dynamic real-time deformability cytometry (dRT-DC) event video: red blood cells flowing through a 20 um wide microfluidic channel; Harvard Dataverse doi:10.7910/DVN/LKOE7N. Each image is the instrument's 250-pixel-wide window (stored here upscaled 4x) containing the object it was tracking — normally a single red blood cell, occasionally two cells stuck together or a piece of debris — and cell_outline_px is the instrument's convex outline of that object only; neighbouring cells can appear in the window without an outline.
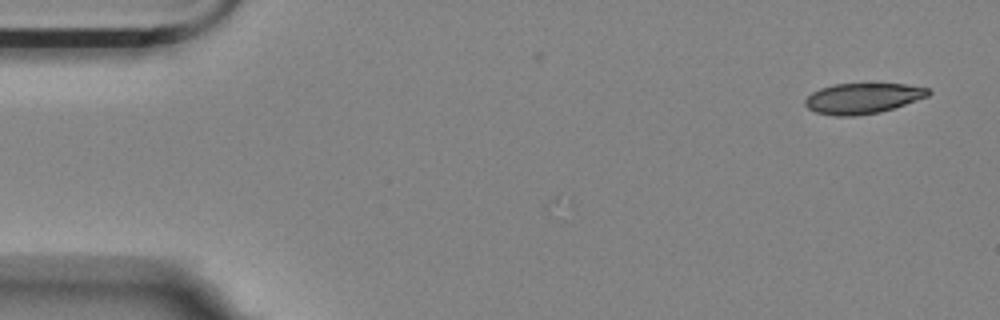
{"species": "Egyptian fruit bat (a non-hibernating species)", "species_latin": "Rousettus aegyptiacus", "temperature_condition": "room temperature", "stored_images_in_passage": 3, "camera_frame_rate_fps": 3000, "um_per_image_px": 0.085, "animal": {"sex": "female"}, "frame": {"image": 1, "passage_image": 3, "time_ms": 2.333, "image_size_px": [1000, 320], "cell_outline_px": [[932, 92], [928, 96], [880, 112], [852, 116], [836, 116], [816, 112], [808, 108], [804, 104], [804, 100], [812, 92], [820, 88], [832, 84], [876, 80], [908, 84], [928, 88]], "centroid_in_image_um": [73.35, 8.29], "position_along_channel_um": 11.7, "area_um2": 22.89}}